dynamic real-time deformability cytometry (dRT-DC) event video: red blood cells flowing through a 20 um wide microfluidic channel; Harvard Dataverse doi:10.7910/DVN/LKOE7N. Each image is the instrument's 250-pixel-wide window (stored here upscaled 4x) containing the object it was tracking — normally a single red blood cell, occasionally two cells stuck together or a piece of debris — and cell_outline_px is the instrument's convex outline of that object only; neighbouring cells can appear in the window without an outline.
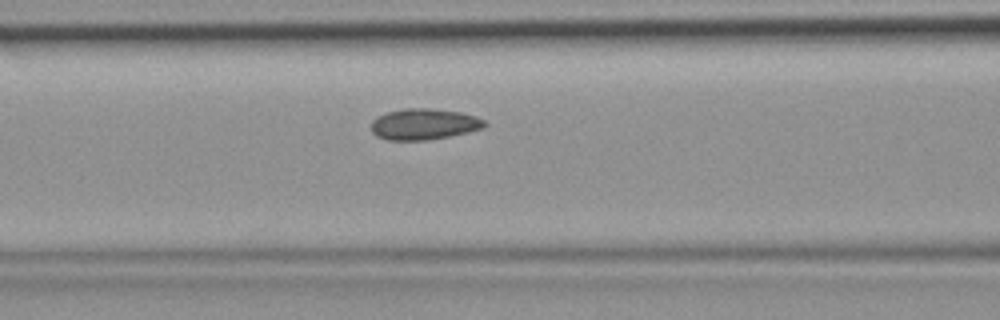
{"species": "common noctule bat (a hibernating species)", "species_latin": "Nyctalus noctula", "temperature_condition": "room temperature", "stored_images_in_passage": 26, "camera_frame_rate_fps": 3000, "um_per_image_px": 0.085, "animal": {"sex": "female", "body_mass_g": 19.9}, "frame": {"image": 1, "passage_image": 8, "time_ms": 2.333, "image_size_px": [1000, 320], "cell_outline_px": [[488, 124], [484, 128], [468, 132], [428, 140], [388, 140], [376, 136], [372, 132], [372, 120], [376, 116], [388, 112], [404, 108], [428, 108], [460, 112], [476, 116], [484, 120]], "centroid_in_image_um": [36.04, 10.55], "position_along_channel_um": 130.6, "area_um2": 20.58}}